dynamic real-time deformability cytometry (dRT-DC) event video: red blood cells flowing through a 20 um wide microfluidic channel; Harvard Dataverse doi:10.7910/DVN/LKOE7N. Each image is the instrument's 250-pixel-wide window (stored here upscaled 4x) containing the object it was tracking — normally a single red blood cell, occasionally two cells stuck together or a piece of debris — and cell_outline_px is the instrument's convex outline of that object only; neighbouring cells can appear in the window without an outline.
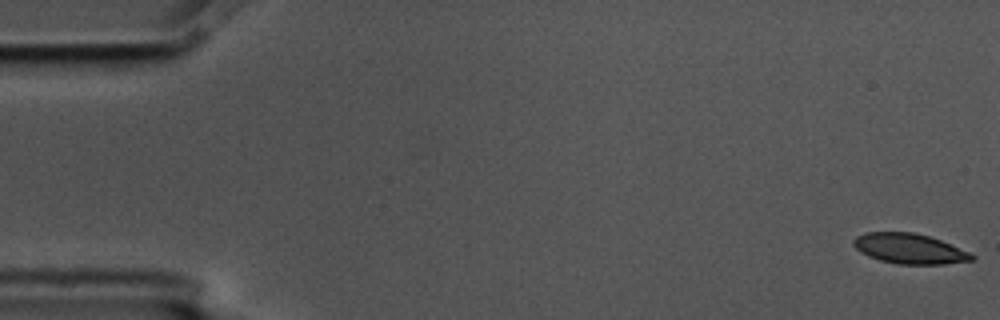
{"species": "common noctule bat (a hibernating species)", "species_latin": "Nyctalus noctula", "temperature_condition": "cold", "stored_images_in_passage": 5, "camera_frame_rate_fps": 3000, "um_per_image_px": 0.085, "animal": {"sex": "male", "body_mass_g": 17.5, "forearm_length_mm": 52.3}, "frame": {"image": 1, "passage_image": 1, "time_ms": 0.0, "image_size_px": [1000, 320], "cell_outline_px": [[976, 256], [972, 260], [944, 264], [900, 264], [880, 260], [868, 256], [860, 252], [852, 244], [852, 240], [856, 236], [864, 232], [912, 232], [928, 236], [940, 240], [968, 252]], "centroid_in_image_um": [77.25, 21.13], "position_along_channel_um": 7.8, "area_um2": 20.63}}
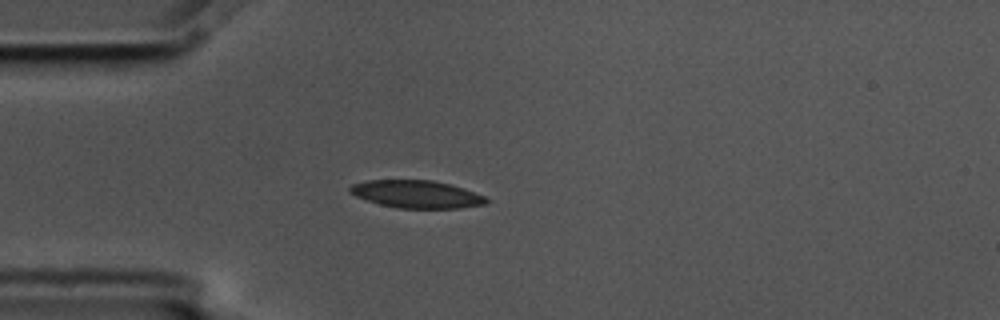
{"frame": {"image": 2, "passage_image": 5, "time_ms": 1.333, "image_size_px": [1000, 320], "cell_outline_px": [[488, 204], [460, 208], [396, 208], [380, 204], [356, 196], [348, 192], [348, 188], [352, 184], [368, 180], [432, 180], [464, 188], [484, 196], [488, 200]], "centroid_in_image_um": [35.4, 16.51], "position_along_channel_um": 49.6, "area_um2": 21.91}}